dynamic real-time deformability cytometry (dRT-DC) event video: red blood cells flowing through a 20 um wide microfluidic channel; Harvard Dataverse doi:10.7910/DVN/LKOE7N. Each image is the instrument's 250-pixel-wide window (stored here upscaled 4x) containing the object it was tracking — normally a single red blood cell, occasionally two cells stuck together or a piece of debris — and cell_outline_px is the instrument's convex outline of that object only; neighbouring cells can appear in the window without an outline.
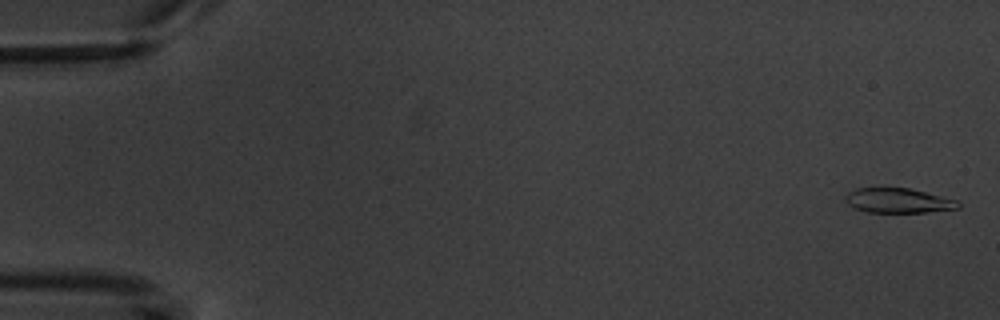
{"species": "common noctule bat (a hibernating species)", "species_latin": "Nyctalus noctula", "temperature_condition": "warm", "stored_images_in_passage": 5, "camera_frame_rate_fps": 3000, "um_per_image_px": 0.085, "animal": {"sex": "male", "body_mass_g": 20.1, "forearm_length_mm": 53.5}, "frame": {"image": 1, "passage_image": 1, "time_ms": 0.0, "image_size_px": [1000, 320], "cell_outline_px": [[960, 208], [928, 212], [868, 212], [856, 208], [848, 204], [844, 200], [844, 196], [848, 192], [856, 188], [908, 188], [960, 200]], "centroid_in_image_um": [76.37, 17.05], "position_along_channel_um": 8.6, "area_um2": 16.3}}
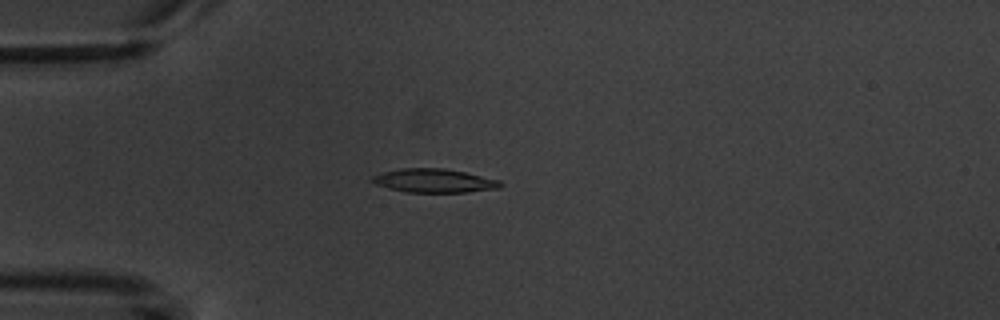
{"frame": {"image": 2, "passage_image": 5, "time_ms": 4.667, "image_size_px": [1000, 320], "cell_outline_px": [[504, 184], [500, 188], [468, 192], [404, 192], [388, 188], [376, 184], [368, 180], [372, 176], [384, 172], [400, 168], [444, 168], [464, 172], [500, 180]], "centroid_in_image_um": [36.89, 15.36], "position_along_channel_um": 48.1, "area_um2": 17.8}}